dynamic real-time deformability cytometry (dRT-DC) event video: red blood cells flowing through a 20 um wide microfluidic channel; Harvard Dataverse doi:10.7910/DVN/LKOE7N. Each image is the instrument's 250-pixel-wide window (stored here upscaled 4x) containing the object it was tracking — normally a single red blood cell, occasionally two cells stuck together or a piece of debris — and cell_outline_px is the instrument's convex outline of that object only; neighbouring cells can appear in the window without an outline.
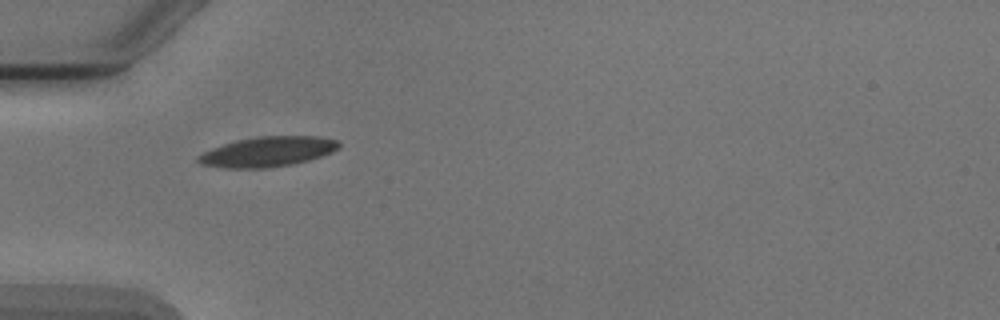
{"species": "Egyptian fruit bat (a non-hibernating species)", "species_latin": "Rousettus aegyptiacus", "temperature_condition": "cold", "stored_images_in_passage": 6, "camera_frame_rate_fps": 3000, "um_per_image_px": 0.085, "animal": {"sex": "male"}, "frame": {"image": 1, "passage_image": 5, "time_ms": 5.0, "image_size_px": [1000, 320], "cell_outline_px": [[340, 144], [332, 152], [308, 160], [292, 164], [264, 168], [224, 168], [200, 164], [196, 160], [196, 156], [212, 148], [236, 140], [260, 136], [316, 136], [336, 140]], "centroid_in_image_um": [22.7, 12.9], "position_along_channel_um": 62.3, "area_um2": 24.39}}
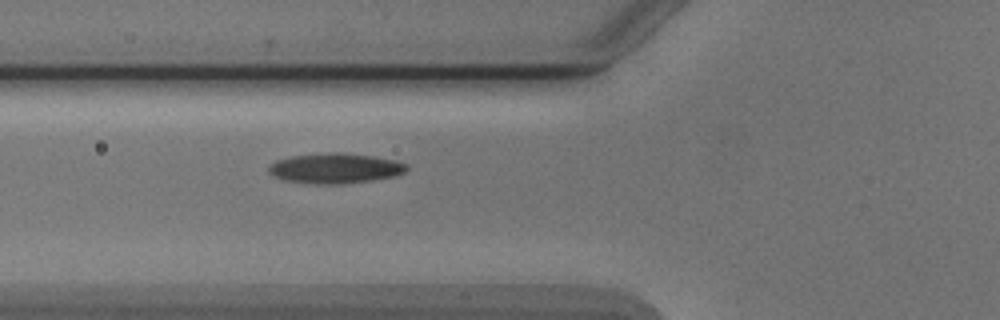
{"frame": {"image": 2, "passage_image": 6, "time_ms": 6.0, "image_size_px": [1000, 320], "cell_outline_px": [[408, 168], [404, 172], [396, 176], [372, 180], [340, 184], [312, 184], [284, 180], [272, 176], [268, 172], [268, 168], [276, 160], [292, 156], [328, 152], [340, 152], [372, 156], [400, 160], [408, 164]], "centroid_in_image_um": [28.52, 14.3], "position_along_channel_um": 97.3, "area_um2": 24.51}}